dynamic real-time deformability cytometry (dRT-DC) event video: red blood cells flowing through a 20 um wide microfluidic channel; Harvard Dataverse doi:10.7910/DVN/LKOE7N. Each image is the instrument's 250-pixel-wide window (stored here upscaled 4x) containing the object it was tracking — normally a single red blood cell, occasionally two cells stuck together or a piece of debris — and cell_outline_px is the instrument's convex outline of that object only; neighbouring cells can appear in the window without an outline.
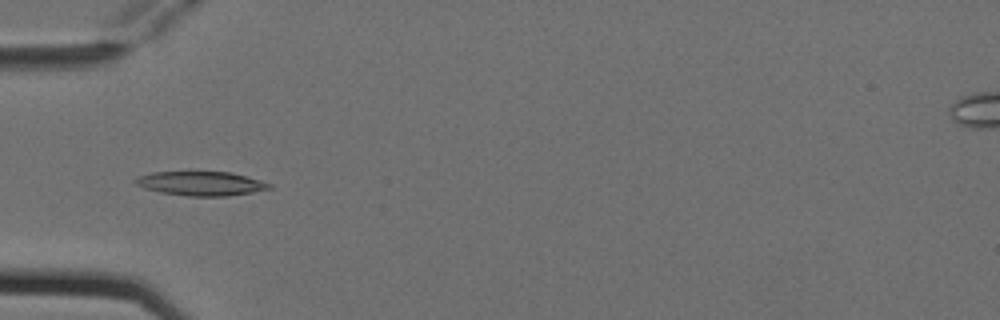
{"species": "Egyptian fruit bat (a non-hibernating species)", "species_latin": "Rousettus aegyptiacus", "temperature_condition": "cold", "stored_images_in_passage": 7, "camera_frame_rate_fps": 3000, "um_per_image_px": 0.085, "animal": {"sex": "female"}, "frame": {"image": 1, "passage_image": 5, "time_ms": 1.333, "image_size_px": [1000, 320], "cell_outline_px": [[272, 188], [252, 192], [228, 196], [188, 196], [160, 192], [144, 188], [136, 184], [132, 180], [140, 176], [152, 172], [228, 172], [260, 180], [272, 184]], "centroid_in_image_um": [17.07, 15.6], "position_along_channel_um": 67.9, "area_um2": 18.67}}
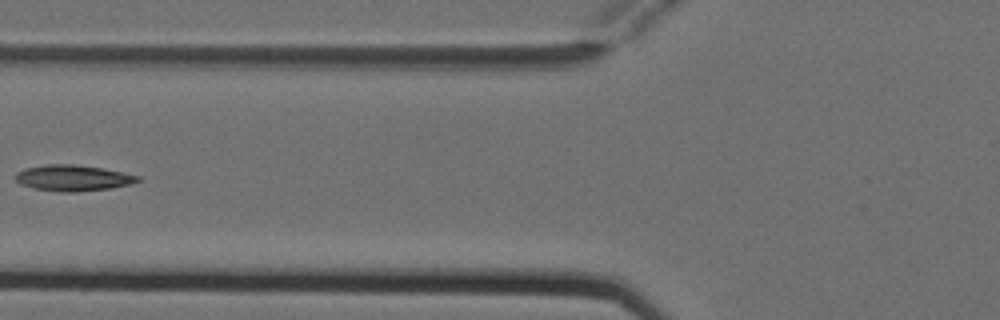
{"frame": {"image": 2, "passage_image": 6, "time_ms": 1.667, "image_size_px": [1000, 320], "cell_outline_px": [[140, 180], [132, 184], [108, 188], [76, 192], [60, 192], [32, 188], [20, 184], [12, 176], [16, 172], [24, 168], [44, 164], [76, 164], [100, 168], [140, 176]], "centroid_in_image_um": [6.12, 15.12], "position_along_channel_um": 119.7, "area_um2": 18.61}}
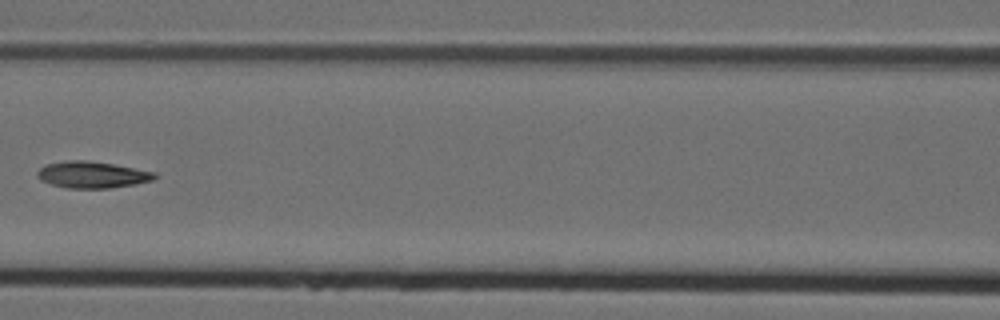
{"frame": {"image": 3, "passage_image": 7, "time_ms": 2.0, "image_size_px": [1000, 320], "cell_outline_px": [[156, 176], [152, 180], [136, 184], [112, 188], [68, 188], [52, 184], [40, 180], [36, 176], [36, 172], [40, 168], [48, 164], [68, 160], [84, 160], [112, 164], [156, 172]], "centroid_in_image_um": [7.82, 14.86], "position_along_channel_um": 158.8, "area_um2": 18.03}}